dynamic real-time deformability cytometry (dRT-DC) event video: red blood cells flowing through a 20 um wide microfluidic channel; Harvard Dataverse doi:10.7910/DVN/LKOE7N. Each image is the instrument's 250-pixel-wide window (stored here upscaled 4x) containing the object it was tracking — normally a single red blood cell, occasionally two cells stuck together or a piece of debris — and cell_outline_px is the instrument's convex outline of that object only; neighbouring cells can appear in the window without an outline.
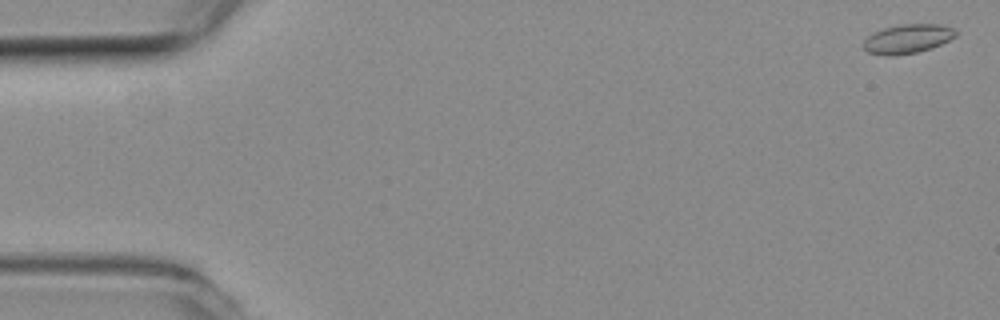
{"species": "common noctule bat (a hibernating species)", "species_latin": "Nyctalus noctula", "temperature_condition": "room temperature", "stored_images_in_passage": 54, "camera_frame_rate_fps": 3000, "um_per_image_px": 0.085, "animal": {"sex": "female", "body_mass_g": 19.3, "forearm_length_mm": 54.1}, "frame": {"image": 1, "passage_image": 2, "time_ms": 0.333, "image_size_px": [1000, 320], "cell_outline_px": [[956, 36], [932, 48], [916, 52], [892, 56], [884, 56], [868, 52], [864, 48], [864, 40], [872, 32], [884, 28], [900, 24], [940, 24], [952, 28], [956, 32]], "centroid_in_image_um": [77.11, 3.3], "position_along_channel_um": 7.9, "area_um2": 15.61}}
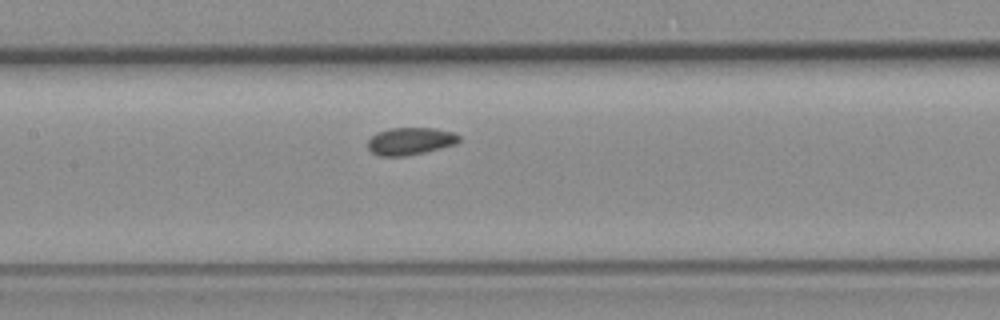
{"frame": {"image": 2, "passage_image": 27, "time_ms": 8.667, "image_size_px": [1000, 320], "cell_outline_px": [[460, 140], [456, 144], [424, 152], [404, 156], [380, 156], [372, 152], [368, 148], [368, 140], [376, 132], [392, 128], [436, 128], [456, 132], [460, 136]], "centroid_in_image_um": [34.9, 11.98], "position_along_channel_um": 172.5, "area_um2": 14.62}}
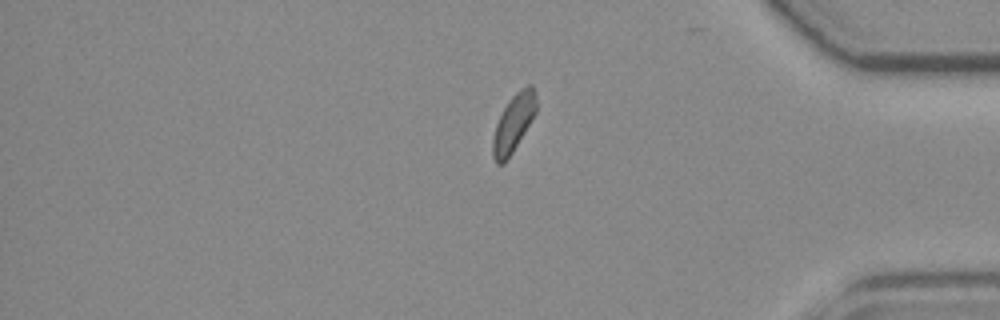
{"frame": {"image": 3, "passage_image": 47, "time_ms": 15.333, "image_size_px": [1000, 320], "cell_outline_px": [[536, 112], [512, 152], [504, 164], [496, 164], [492, 156], [492, 140], [496, 124], [508, 100], [516, 92], [528, 84], [532, 84], [536, 92]], "centroid_in_image_um": [43.64, 10.45], "position_along_channel_um": 391.6, "area_um2": 14.45}, "authors_computed_cell_mechanics": {"area_um2": 14.6234, "velocity_mm_per_s": 3.7041, "shape_relaxation_time_tau1_ms": null, "shape_relaxation_time_tau2_ms": 4.2008, "deformation_change_tau1": null, "deformation_change_tau2": 0.0734}}